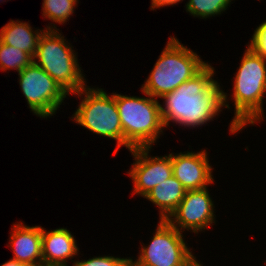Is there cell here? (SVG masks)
Returning a JSON list of instances; mask_svg holds the SVG:
<instances>
[{
	"label": "cell",
	"mask_w": 266,
	"mask_h": 266,
	"mask_svg": "<svg viewBox=\"0 0 266 266\" xmlns=\"http://www.w3.org/2000/svg\"><path fill=\"white\" fill-rule=\"evenodd\" d=\"M9 234L8 247L13 253L11 259L30 266H43L42 226H28L24 221H18L12 224Z\"/></svg>",
	"instance_id": "12"
},
{
	"label": "cell",
	"mask_w": 266,
	"mask_h": 266,
	"mask_svg": "<svg viewBox=\"0 0 266 266\" xmlns=\"http://www.w3.org/2000/svg\"><path fill=\"white\" fill-rule=\"evenodd\" d=\"M77 7L78 3L75 0H43L41 9L43 13L41 14L44 20L51 21L44 28L60 29L56 25L68 22Z\"/></svg>",
	"instance_id": "16"
},
{
	"label": "cell",
	"mask_w": 266,
	"mask_h": 266,
	"mask_svg": "<svg viewBox=\"0 0 266 266\" xmlns=\"http://www.w3.org/2000/svg\"><path fill=\"white\" fill-rule=\"evenodd\" d=\"M33 62V58L26 52L4 44L0 41V70L9 73L16 70L17 74Z\"/></svg>",
	"instance_id": "18"
},
{
	"label": "cell",
	"mask_w": 266,
	"mask_h": 266,
	"mask_svg": "<svg viewBox=\"0 0 266 266\" xmlns=\"http://www.w3.org/2000/svg\"><path fill=\"white\" fill-rule=\"evenodd\" d=\"M214 203L208 187L186 190L184 198L167 221L183 233H205L217 221Z\"/></svg>",
	"instance_id": "9"
},
{
	"label": "cell",
	"mask_w": 266,
	"mask_h": 266,
	"mask_svg": "<svg viewBox=\"0 0 266 266\" xmlns=\"http://www.w3.org/2000/svg\"><path fill=\"white\" fill-rule=\"evenodd\" d=\"M156 226L149 244L140 242L137 258L130 259L132 266H188L197 257L183 232L167 220H159Z\"/></svg>",
	"instance_id": "7"
},
{
	"label": "cell",
	"mask_w": 266,
	"mask_h": 266,
	"mask_svg": "<svg viewBox=\"0 0 266 266\" xmlns=\"http://www.w3.org/2000/svg\"><path fill=\"white\" fill-rule=\"evenodd\" d=\"M231 81L232 95L223 90V106L231 110L230 100L234 103V116L228 127L229 132L235 135L246 126L265 121L266 59L247 45Z\"/></svg>",
	"instance_id": "2"
},
{
	"label": "cell",
	"mask_w": 266,
	"mask_h": 266,
	"mask_svg": "<svg viewBox=\"0 0 266 266\" xmlns=\"http://www.w3.org/2000/svg\"><path fill=\"white\" fill-rule=\"evenodd\" d=\"M232 2L233 0H188L184 7L185 11L194 18L207 20L225 13Z\"/></svg>",
	"instance_id": "17"
},
{
	"label": "cell",
	"mask_w": 266,
	"mask_h": 266,
	"mask_svg": "<svg viewBox=\"0 0 266 266\" xmlns=\"http://www.w3.org/2000/svg\"><path fill=\"white\" fill-rule=\"evenodd\" d=\"M164 49L141 85V90L161 99L199 73L209 61L188 48L175 36L168 37Z\"/></svg>",
	"instance_id": "4"
},
{
	"label": "cell",
	"mask_w": 266,
	"mask_h": 266,
	"mask_svg": "<svg viewBox=\"0 0 266 266\" xmlns=\"http://www.w3.org/2000/svg\"><path fill=\"white\" fill-rule=\"evenodd\" d=\"M216 70L209 62L194 77L182 83L173 92L165 94L160 103L164 126L202 128L223 113V88ZM175 124V125H174ZM181 126V127H180Z\"/></svg>",
	"instance_id": "1"
},
{
	"label": "cell",
	"mask_w": 266,
	"mask_h": 266,
	"mask_svg": "<svg viewBox=\"0 0 266 266\" xmlns=\"http://www.w3.org/2000/svg\"><path fill=\"white\" fill-rule=\"evenodd\" d=\"M203 265H204L203 262L199 261L196 257L188 266H203Z\"/></svg>",
	"instance_id": "23"
},
{
	"label": "cell",
	"mask_w": 266,
	"mask_h": 266,
	"mask_svg": "<svg viewBox=\"0 0 266 266\" xmlns=\"http://www.w3.org/2000/svg\"><path fill=\"white\" fill-rule=\"evenodd\" d=\"M10 1H11V0H10ZM1 2H3V3H4V2H6V0H0V3H1ZM7 2H8V0H7Z\"/></svg>",
	"instance_id": "24"
},
{
	"label": "cell",
	"mask_w": 266,
	"mask_h": 266,
	"mask_svg": "<svg viewBox=\"0 0 266 266\" xmlns=\"http://www.w3.org/2000/svg\"><path fill=\"white\" fill-rule=\"evenodd\" d=\"M80 256L78 255L77 260L74 261L72 266H129L131 257H116L110 254L93 256L89 259L78 260Z\"/></svg>",
	"instance_id": "19"
},
{
	"label": "cell",
	"mask_w": 266,
	"mask_h": 266,
	"mask_svg": "<svg viewBox=\"0 0 266 266\" xmlns=\"http://www.w3.org/2000/svg\"><path fill=\"white\" fill-rule=\"evenodd\" d=\"M36 29V30H35ZM45 28L33 29L30 23L11 19L0 29V41L28 53L34 58L38 41Z\"/></svg>",
	"instance_id": "14"
},
{
	"label": "cell",
	"mask_w": 266,
	"mask_h": 266,
	"mask_svg": "<svg viewBox=\"0 0 266 266\" xmlns=\"http://www.w3.org/2000/svg\"><path fill=\"white\" fill-rule=\"evenodd\" d=\"M72 95L80 98V102L70 119L93 134L115 140L113 153L116 155L124 146V135L114 94H108L104 88L87 85Z\"/></svg>",
	"instance_id": "6"
},
{
	"label": "cell",
	"mask_w": 266,
	"mask_h": 266,
	"mask_svg": "<svg viewBox=\"0 0 266 266\" xmlns=\"http://www.w3.org/2000/svg\"><path fill=\"white\" fill-rule=\"evenodd\" d=\"M207 149L171 152L173 175L186 190L202 189L213 185L215 170L209 163Z\"/></svg>",
	"instance_id": "11"
},
{
	"label": "cell",
	"mask_w": 266,
	"mask_h": 266,
	"mask_svg": "<svg viewBox=\"0 0 266 266\" xmlns=\"http://www.w3.org/2000/svg\"><path fill=\"white\" fill-rule=\"evenodd\" d=\"M80 248L74 234L64 227L46 230L42 227V257L43 266H69L73 265Z\"/></svg>",
	"instance_id": "13"
},
{
	"label": "cell",
	"mask_w": 266,
	"mask_h": 266,
	"mask_svg": "<svg viewBox=\"0 0 266 266\" xmlns=\"http://www.w3.org/2000/svg\"><path fill=\"white\" fill-rule=\"evenodd\" d=\"M0 266H30V265L10 258L9 260L1 264Z\"/></svg>",
	"instance_id": "22"
},
{
	"label": "cell",
	"mask_w": 266,
	"mask_h": 266,
	"mask_svg": "<svg viewBox=\"0 0 266 266\" xmlns=\"http://www.w3.org/2000/svg\"><path fill=\"white\" fill-rule=\"evenodd\" d=\"M116 99V106L124 135V147L153 148L164 135V126L160 101L143 90L145 96H128L112 92ZM156 143V144H155Z\"/></svg>",
	"instance_id": "3"
},
{
	"label": "cell",
	"mask_w": 266,
	"mask_h": 266,
	"mask_svg": "<svg viewBox=\"0 0 266 266\" xmlns=\"http://www.w3.org/2000/svg\"><path fill=\"white\" fill-rule=\"evenodd\" d=\"M59 29H45L39 38L33 62L46 71L70 96L87 86L78 52Z\"/></svg>",
	"instance_id": "5"
},
{
	"label": "cell",
	"mask_w": 266,
	"mask_h": 266,
	"mask_svg": "<svg viewBox=\"0 0 266 266\" xmlns=\"http://www.w3.org/2000/svg\"><path fill=\"white\" fill-rule=\"evenodd\" d=\"M184 0H151L150 10L156 11V9L168 7V6H175Z\"/></svg>",
	"instance_id": "21"
},
{
	"label": "cell",
	"mask_w": 266,
	"mask_h": 266,
	"mask_svg": "<svg viewBox=\"0 0 266 266\" xmlns=\"http://www.w3.org/2000/svg\"><path fill=\"white\" fill-rule=\"evenodd\" d=\"M247 45L266 59V19L254 29Z\"/></svg>",
	"instance_id": "20"
},
{
	"label": "cell",
	"mask_w": 266,
	"mask_h": 266,
	"mask_svg": "<svg viewBox=\"0 0 266 266\" xmlns=\"http://www.w3.org/2000/svg\"><path fill=\"white\" fill-rule=\"evenodd\" d=\"M186 189L173 175L155 186L144 199L152 202L158 208L159 219L167 220L182 201Z\"/></svg>",
	"instance_id": "15"
},
{
	"label": "cell",
	"mask_w": 266,
	"mask_h": 266,
	"mask_svg": "<svg viewBox=\"0 0 266 266\" xmlns=\"http://www.w3.org/2000/svg\"><path fill=\"white\" fill-rule=\"evenodd\" d=\"M20 89L27 107L40 119L52 118L69 95L41 67L32 62L18 73Z\"/></svg>",
	"instance_id": "8"
},
{
	"label": "cell",
	"mask_w": 266,
	"mask_h": 266,
	"mask_svg": "<svg viewBox=\"0 0 266 266\" xmlns=\"http://www.w3.org/2000/svg\"><path fill=\"white\" fill-rule=\"evenodd\" d=\"M152 148L130 150L131 168L127 171L132 180V195L145 197L155 186L173 176L171 153L164 156H151Z\"/></svg>",
	"instance_id": "10"
}]
</instances>
